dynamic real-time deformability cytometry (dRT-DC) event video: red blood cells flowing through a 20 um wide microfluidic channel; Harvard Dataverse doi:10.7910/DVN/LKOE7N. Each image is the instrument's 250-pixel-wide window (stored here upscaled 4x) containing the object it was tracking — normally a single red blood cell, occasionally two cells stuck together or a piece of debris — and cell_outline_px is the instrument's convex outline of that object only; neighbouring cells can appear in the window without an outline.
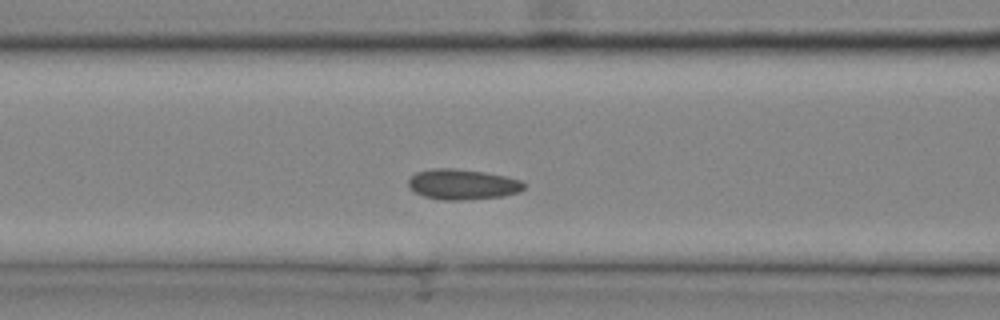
{"species": "common noctule bat (a hibernating species)", "species_latin": "Nyctalus noctula", "temperature_condition": "cold", "stored_images_in_passage": 28, "camera_frame_rate_fps": 3000, "um_per_image_px": 0.085, "animal": {"sex": "male", "body_mass_g": 20.4}, "frame": {"image": 1, "passage_image": 9, "time_ms": 2.667, "image_size_px": [1000, 320], "cell_outline_px": [[528, 184], [520, 192], [500, 196], [460, 200], [440, 200], [424, 196], [408, 188], [408, 180], [416, 172], [432, 168], [452, 168], [484, 172], [504, 176], [520, 180]], "centroid_in_image_um": [39.3, 15.66], "position_along_channel_um": 127.3, "area_um2": 20.46}}